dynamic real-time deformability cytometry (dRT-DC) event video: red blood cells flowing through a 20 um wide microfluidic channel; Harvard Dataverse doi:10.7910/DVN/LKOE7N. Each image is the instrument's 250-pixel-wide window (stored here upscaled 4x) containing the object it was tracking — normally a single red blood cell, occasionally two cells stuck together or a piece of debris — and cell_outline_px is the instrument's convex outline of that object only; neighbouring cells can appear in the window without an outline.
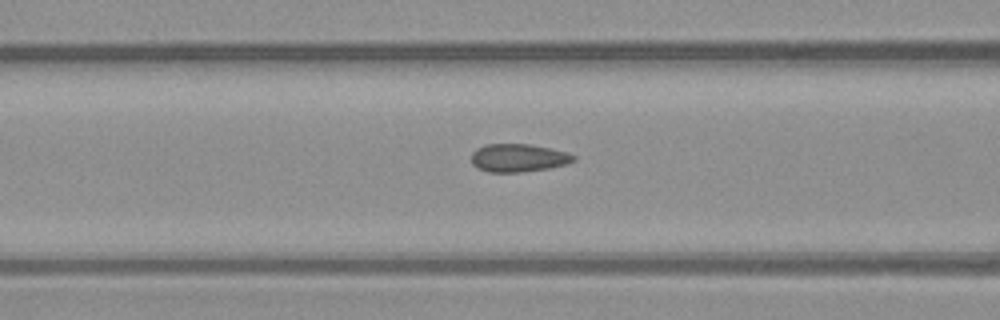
{"species": "common noctule bat (a hibernating species)", "species_latin": "Nyctalus noctula", "temperature_condition": "warm", "stored_images_in_passage": 6, "camera_frame_rate_fps": 3000, "um_per_image_px": 0.085, "animal": {"sex": "male", "body_mass_g": 23.1, "forearm_length_mm": 52.7}, "frame": {"image": 1, "passage_image": 6, "time_ms": 6.333, "image_size_px": [1000, 320], "cell_outline_px": [[576, 160], [568, 164], [548, 168], [520, 172], [488, 172], [472, 164], [472, 152], [476, 148], [484, 144], [532, 144], [552, 148], [568, 152], [576, 156]], "centroid_in_image_um": [44.09, 13.4], "position_along_channel_um": 122.5, "area_um2": 16.88}}